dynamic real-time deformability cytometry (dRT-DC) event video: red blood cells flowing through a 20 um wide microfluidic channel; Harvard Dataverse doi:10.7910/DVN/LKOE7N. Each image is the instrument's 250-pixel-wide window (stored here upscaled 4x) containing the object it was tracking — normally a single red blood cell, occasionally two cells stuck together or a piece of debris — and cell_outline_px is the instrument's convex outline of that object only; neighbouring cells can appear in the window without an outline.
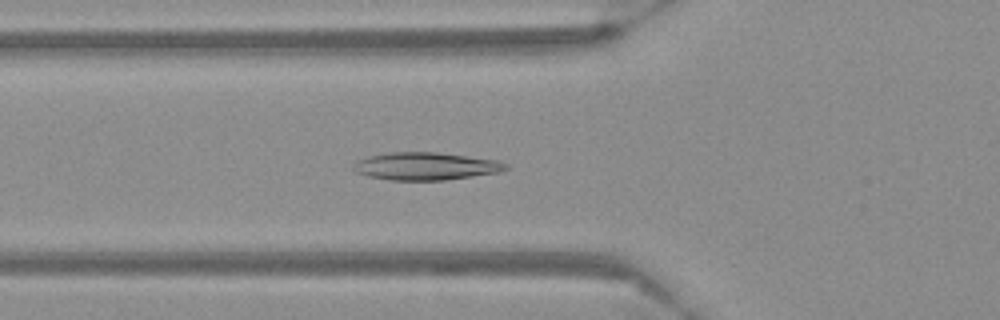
{"species": "Egyptian fruit bat (a non-hibernating species)", "species_latin": "Rousettus aegyptiacus", "temperature_condition": "warm", "stored_images_in_passage": 52, "camera_frame_rate_fps": 3000, "um_per_image_px": 0.085, "frame": {"image": 1, "passage_image": 17, "time_ms": 5.333, "image_size_px": [1000, 320], "cell_outline_px": [[508, 168], [500, 172], [444, 180], [392, 180], [368, 176], [356, 172], [352, 168], [356, 160], [368, 156], [388, 152], [436, 152], [500, 160], [508, 164]], "centroid_in_image_um": [36.19, 14.12], "position_along_channel_um": 89.6, "area_um2": 24.62}}
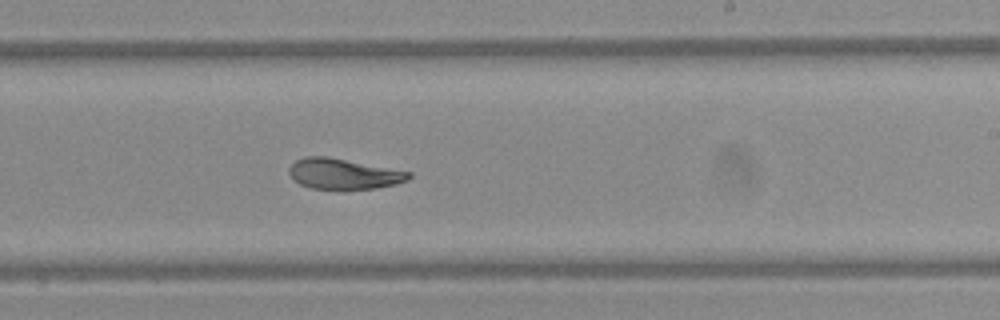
{"frame": {"image": 2, "passage_image": 31, "time_ms": 10.0, "image_size_px": [1000, 320], "cell_outline_px": [[412, 176], [408, 180], [396, 184], [376, 188], [312, 188], [300, 184], [292, 180], [288, 172], [288, 168], [296, 160], [304, 156], [328, 156], [412, 172]], "centroid_in_image_um": [29.19, 14.76], "position_along_channel_um": 259.8, "area_um2": 21.27}}
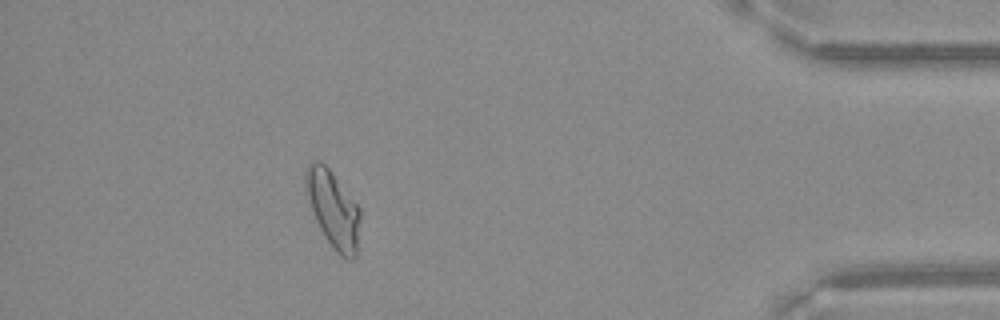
{"frame": {"image": 3, "passage_image": 47, "time_ms": 15.333, "image_size_px": [1000, 320], "cell_outline_px": [[360, 216], [356, 256], [352, 260], [348, 260], [340, 256], [332, 248], [324, 236], [316, 220], [304, 184], [304, 172], [308, 164], [312, 160], [320, 160], [332, 172], [360, 208]], "centroid_in_image_um": [28.31, 17.78], "position_along_channel_um": 406.9, "area_um2": 24.33}}